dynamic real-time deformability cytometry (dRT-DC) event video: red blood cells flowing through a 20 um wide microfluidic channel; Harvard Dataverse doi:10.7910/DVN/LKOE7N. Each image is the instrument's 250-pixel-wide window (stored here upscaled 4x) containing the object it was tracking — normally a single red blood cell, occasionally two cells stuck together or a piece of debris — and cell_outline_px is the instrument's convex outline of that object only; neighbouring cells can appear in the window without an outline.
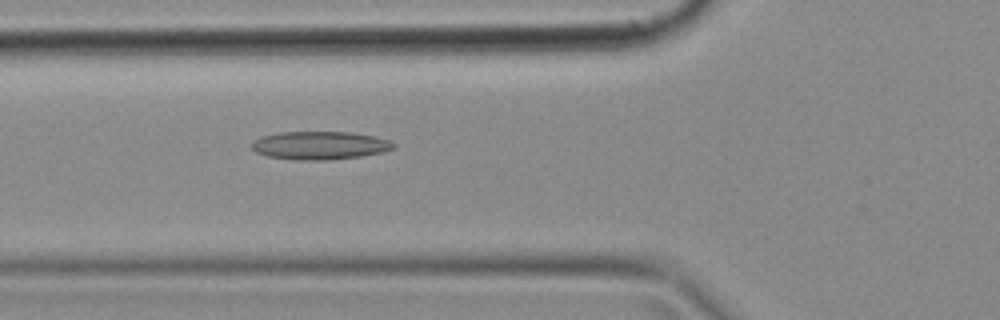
{"species": "common noctule bat (a hibernating species)", "species_latin": "Nyctalus noctula", "temperature_condition": "cold", "stored_images_in_passage": 46, "camera_frame_rate_fps": 3000, "um_per_image_px": 0.085, "animal": {"sex": "female", "body_mass_g": 18.4}, "frame": {"image": 1, "passage_image": 15, "time_ms": 4.667, "image_size_px": [1000, 320], "cell_outline_px": [[396, 148], [384, 152], [360, 156], [328, 160], [292, 160], [268, 156], [256, 152], [252, 148], [252, 140], [264, 136], [280, 132], [352, 132], [376, 136], [392, 140], [396, 144]], "centroid_in_image_um": [27.25, 12.36], "position_along_channel_um": 98.6, "area_um2": 23.52}}
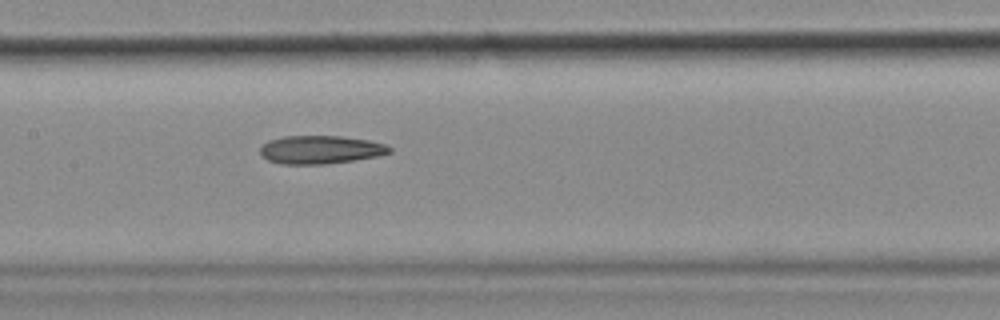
{"frame": {"image": 2, "passage_image": 21, "time_ms": 6.667, "image_size_px": [1000, 320], "cell_outline_px": [[392, 152], [376, 156], [352, 160], [324, 164], [280, 164], [268, 160], [260, 156], [260, 148], [268, 140], [284, 136], [340, 136], [368, 140], [388, 144], [392, 148]], "centroid_in_image_um": [27.23, 12.72], "position_along_channel_um": 180.2, "area_um2": 21.33}}
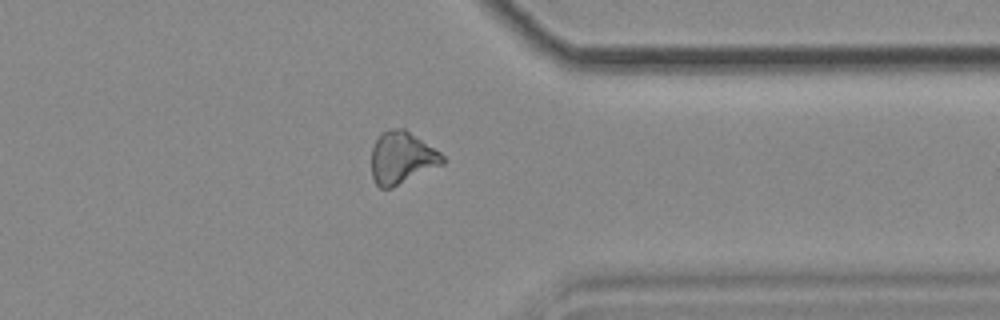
{"frame": {"image": 3, "passage_image": 36, "time_ms": 11.667, "image_size_px": [1000, 320], "cell_outline_px": [[444, 164], [392, 188], [380, 188], [376, 184], [372, 176], [372, 148], [380, 132], [388, 128], [404, 128], [440, 152], [444, 156]], "centroid_in_image_um": [34.15, 13.41], "position_along_channel_um": 377.3, "area_um2": 21.73}}